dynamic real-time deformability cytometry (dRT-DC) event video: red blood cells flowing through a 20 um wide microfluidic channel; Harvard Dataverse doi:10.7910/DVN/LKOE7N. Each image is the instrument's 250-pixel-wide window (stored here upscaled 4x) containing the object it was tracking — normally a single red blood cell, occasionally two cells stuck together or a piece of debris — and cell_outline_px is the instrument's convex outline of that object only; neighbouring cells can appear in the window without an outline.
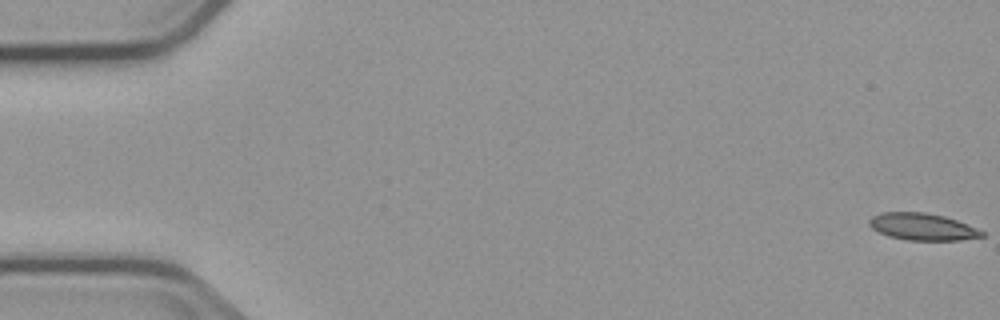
{"species": "common noctule bat (a hibernating species)", "species_latin": "Nyctalus noctula", "temperature_condition": "cold", "stored_images_in_passage": 3, "segment_of_instrument_passage": [2, 2], "camera_frame_rate_fps": 3000, "um_per_image_px": 0.085, "animal": {"sex": "male", "body_mass_g": 23.1, "forearm_length_mm": 52.7}, "frame": {"image": 1, "passage_image": 3, "time_ms": 2.667, "image_size_px": [1000, 320], "cell_outline_px": [[984, 236], [960, 240], [908, 240], [888, 236], [872, 228], [868, 224], [868, 220], [872, 216], [880, 212], [924, 212], [944, 216], [956, 220], [976, 228], [984, 232]], "centroid_in_image_um": [78.37, 19.27], "position_along_channel_um": 6.6, "area_um2": 17.63}}